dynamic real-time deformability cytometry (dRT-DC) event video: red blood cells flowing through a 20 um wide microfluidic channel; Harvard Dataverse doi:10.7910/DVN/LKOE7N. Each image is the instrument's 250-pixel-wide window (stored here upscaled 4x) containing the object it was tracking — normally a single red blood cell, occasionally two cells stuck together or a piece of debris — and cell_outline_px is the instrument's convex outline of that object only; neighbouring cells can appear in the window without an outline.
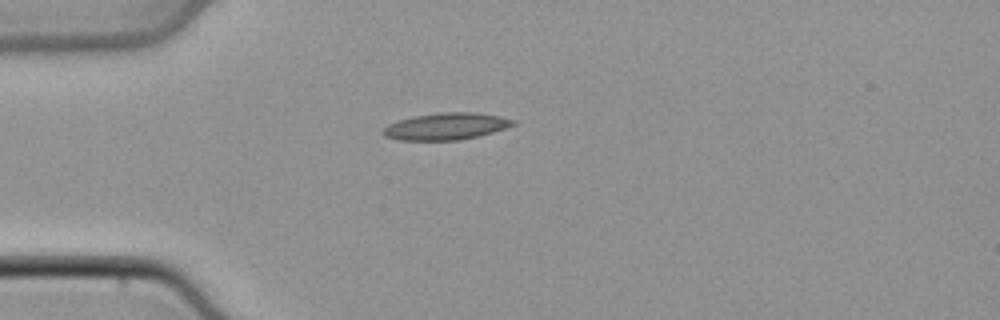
{"species": "common noctule bat (a hibernating species)", "species_latin": "Nyctalus noctula", "temperature_condition": "cold", "stored_images_in_passage": 28, "camera_frame_rate_fps": 3000, "um_per_image_px": 0.085, "animal": {"sex": "male", "body_mass_g": 21.5, "forearm_length_mm": 52.0}, "frame": {"image": 1, "passage_image": 1, "time_ms": 0.0, "image_size_px": [1000, 320], "cell_outline_px": [[516, 124], [492, 132], [460, 140], [400, 140], [384, 136], [380, 132], [388, 124], [412, 116], [440, 112], [476, 112], [500, 116], [516, 120]], "centroid_in_image_um": [37.9, 10.73], "position_along_channel_um": 47.1, "area_um2": 20.35}}
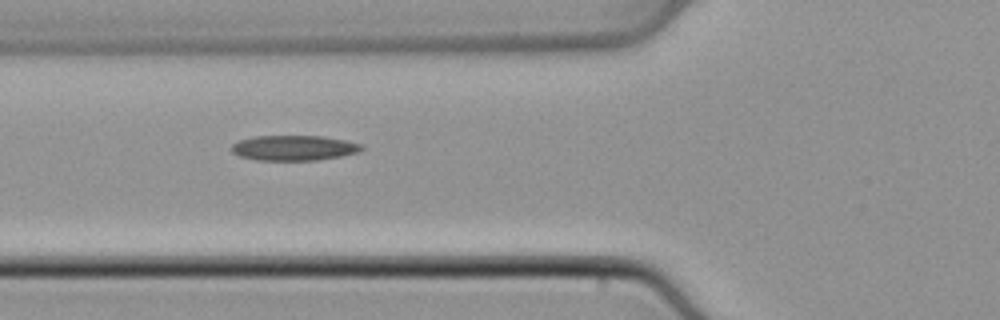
{"frame": {"image": 2, "passage_image": 6, "time_ms": 1.667, "image_size_px": [1000, 320], "cell_outline_px": [[364, 148], [360, 152], [340, 156], [316, 160], [256, 160], [240, 156], [232, 152], [228, 148], [232, 144], [240, 140], [252, 136], [324, 136], [364, 144]], "centroid_in_image_um": [24.98, 12.57], "position_along_channel_um": 100.8, "area_um2": 19.25}}
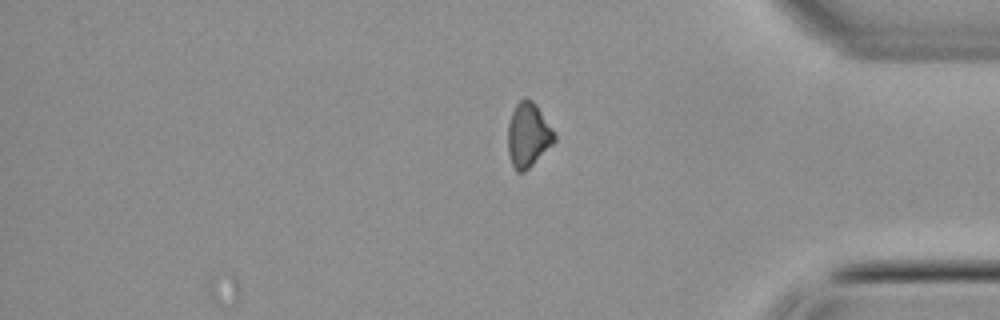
{"frame": {"image": 3, "passage_image": 28, "time_ms": 9.0, "image_size_px": [1000, 320], "cell_outline_px": [[556, 140], [524, 172], [516, 172], [512, 164], [508, 152], [508, 124], [512, 112], [516, 104], [524, 96], [528, 96], [536, 104], [552, 128], [556, 136]], "centroid_in_image_um": [44.88, 11.44], "position_along_channel_um": 390.3, "area_um2": 17.34}}